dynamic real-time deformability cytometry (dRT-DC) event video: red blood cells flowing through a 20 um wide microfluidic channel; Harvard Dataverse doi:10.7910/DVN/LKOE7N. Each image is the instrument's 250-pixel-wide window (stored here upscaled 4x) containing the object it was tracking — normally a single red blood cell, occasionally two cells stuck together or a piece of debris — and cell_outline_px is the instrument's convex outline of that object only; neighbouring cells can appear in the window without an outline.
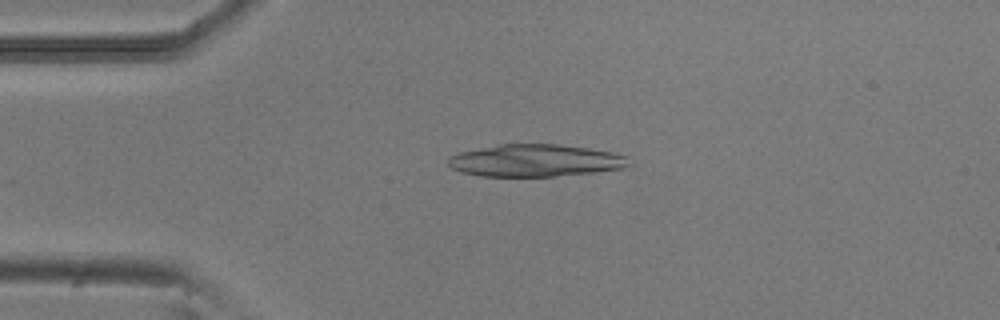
{"species": "common noctule bat (a hibernating species)", "species_latin": "Nyctalus noctula", "temperature_condition": "room temperature", "stored_images_in_passage": 4, "camera_frame_rate_fps": 3000, "um_per_image_px": 0.085, "animal": {"sex": "male", "body_mass_g": 20.5, "forearm_length_mm": 52.5}, "frame": {"image": 1, "passage_image": 3, "time_ms": 0.667, "image_size_px": [1000, 320], "cell_outline_px": [[632, 164], [624, 168], [596, 172], [556, 176], [480, 176], [460, 172], [452, 168], [448, 164], [448, 156], [460, 152], [500, 144], [556, 144], [588, 148], [612, 152], [628, 156]], "centroid_in_image_um": [45.53, 13.65], "position_along_channel_um": 39.5, "area_um2": 34.1}}